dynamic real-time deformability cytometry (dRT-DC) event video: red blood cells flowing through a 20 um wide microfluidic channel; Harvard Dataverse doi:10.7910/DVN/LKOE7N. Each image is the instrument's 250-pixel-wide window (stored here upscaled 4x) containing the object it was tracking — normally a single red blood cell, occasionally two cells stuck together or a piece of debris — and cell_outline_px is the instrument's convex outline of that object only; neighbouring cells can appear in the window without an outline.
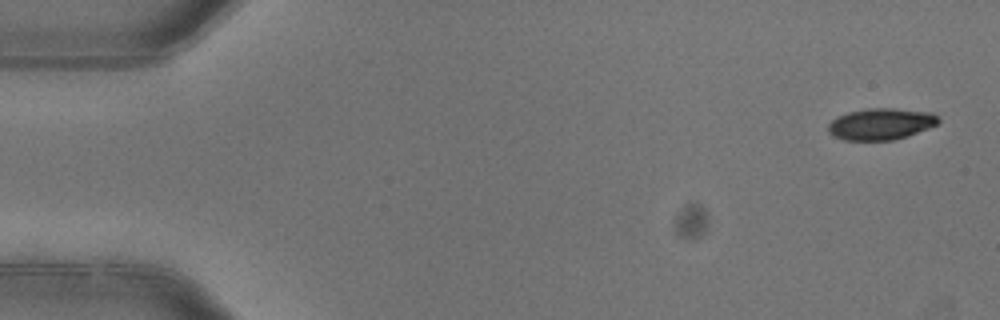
{"species": "common noctule bat (a hibernating species)", "species_latin": "Nyctalus noctula", "temperature_condition": "warm", "stored_images_in_passage": 4, "camera_frame_rate_fps": 3000, "um_per_image_px": 0.085, "animal": {"sex": "female"}, "frame": {"image": 1, "passage_image": 1, "time_ms": 0.0, "image_size_px": [1000, 320], "cell_outline_px": [[940, 120], [936, 124], [928, 128], [908, 136], [892, 140], [844, 140], [832, 136], [828, 132], [828, 124], [832, 120], [848, 112], [868, 108], [892, 108], [932, 112]], "centroid_in_image_um": [74.86, 10.54], "position_along_channel_um": 10.1, "area_um2": 20.17}}
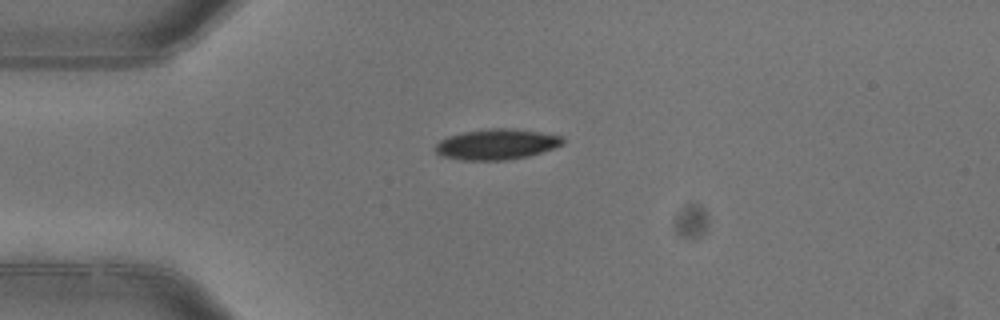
{"frame": {"image": 2, "passage_image": 4, "time_ms": 1.0, "image_size_px": [1000, 320], "cell_outline_px": [[564, 144], [556, 148], [528, 156], [504, 160], [460, 160], [440, 156], [436, 152], [436, 144], [440, 140], [448, 136], [464, 132], [492, 128], [508, 128], [540, 132], [564, 136]], "centroid_in_image_um": [42.24, 12.27], "position_along_channel_um": 42.8, "area_um2": 22.77}}